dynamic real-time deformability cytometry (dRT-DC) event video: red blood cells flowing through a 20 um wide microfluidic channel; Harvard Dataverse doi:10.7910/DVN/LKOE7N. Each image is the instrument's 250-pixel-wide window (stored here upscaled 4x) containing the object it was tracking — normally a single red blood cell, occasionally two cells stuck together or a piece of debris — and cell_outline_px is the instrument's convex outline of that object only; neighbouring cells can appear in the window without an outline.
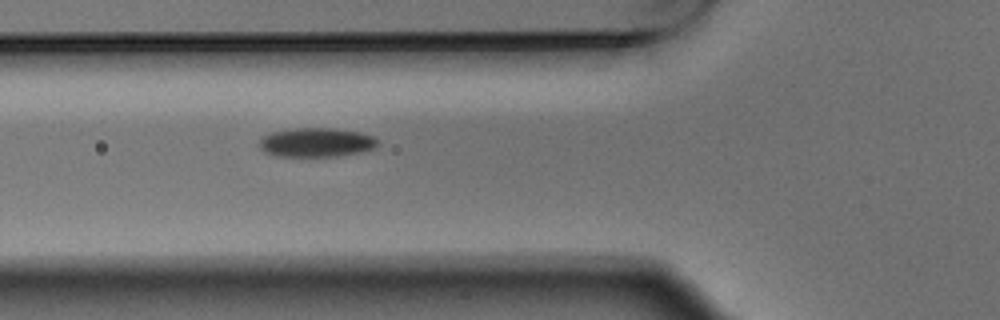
{"species": "Egyptian fruit bat (a non-hibernating species)", "species_latin": "Rousettus aegyptiacus", "temperature_condition": "warm", "stored_images_in_passage": 6, "camera_frame_rate_fps": 3000, "um_per_image_px": 0.085, "animal": {"sex": "male"}, "frame": {"image": 1, "passage_image": 6, "time_ms": 1.667, "image_size_px": [1000, 320], "cell_outline_px": [[380, 140], [376, 148], [360, 152], [340, 156], [276, 156], [264, 152], [260, 148], [260, 140], [264, 136], [272, 132], [296, 128], [336, 128], [360, 132], [372, 136]], "centroid_in_image_um": [26.93, 12.1], "position_along_channel_um": 98.9, "area_um2": 20.17}}